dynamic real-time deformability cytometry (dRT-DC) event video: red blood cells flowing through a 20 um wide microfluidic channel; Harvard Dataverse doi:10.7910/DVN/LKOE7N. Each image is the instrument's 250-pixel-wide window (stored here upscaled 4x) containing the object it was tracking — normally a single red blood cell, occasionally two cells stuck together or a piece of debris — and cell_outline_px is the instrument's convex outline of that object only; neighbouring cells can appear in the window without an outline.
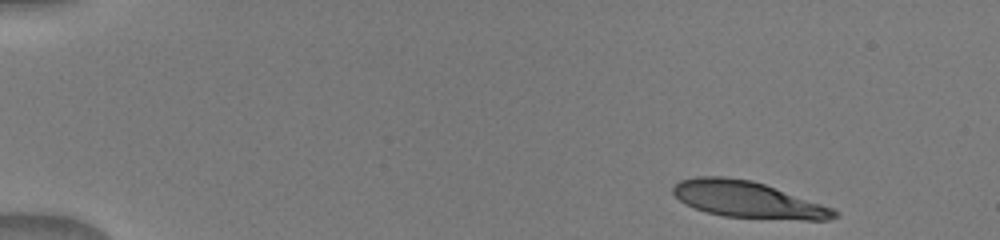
{"species": "human", "species_latin": "Homo sapiens", "temperature_condition": "warm", "stored_images_in_passage": 23, "camera_frame_rate_fps": 3000, "um_per_image_px": 0.085, "donor": {"sex": "male"}, "frame": {"image": 1, "passage_image": 1, "time_ms": 0.0, "image_size_px": [1000, 240], "cell_outline_px": [[836, 216], [828, 220], [804, 220], [724, 216], [708, 212], [684, 204], [672, 192], [672, 188], [680, 180], [696, 176], [724, 176], [752, 180], [764, 184], [832, 208], [836, 212]], "centroid_in_image_um": [63.51, 16.95], "position_along_channel_um": 21.5, "area_um2": 33.76}}
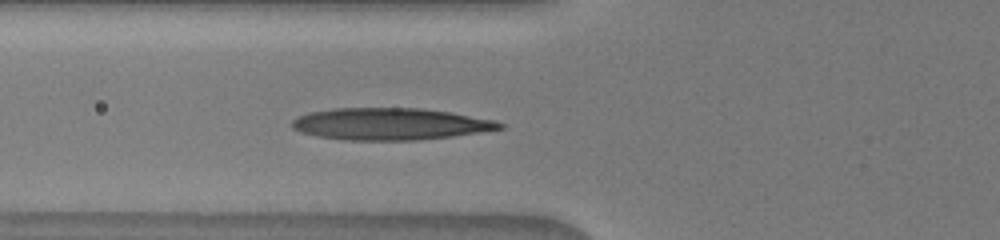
{"frame": {"image": 2, "passage_image": 10, "time_ms": 4.667, "image_size_px": [1000, 240], "cell_outline_px": [[504, 128], [452, 136], [416, 140], [344, 140], [320, 136], [300, 132], [292, 128], [292, 120], [308, 112], [336, 108], [420, 108], [448, 112], [496, 120], [504, 124]], "centroid_in_image_um": [33.15, 10.53], "position_along_channel_um": 92.6, "area_um2": 38.38}}
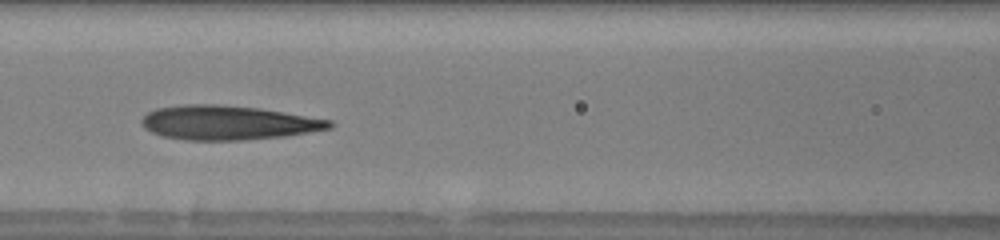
{"frame": {"image": 3, "passage_image": 14, "time_ms": 6.0, "image_size_px": [1000, 240], "cell_outline_px": [[332, 128], [284, 136], [240, 140], [184, 140], [160, 136], [144, 128], [140, 120], [148, 112], [156, 108], [184, 104], [216, 104], [260, 108], [332, 120]], "centroid_in_image_um": [19.34, 10.42], "position_along_channel_um": 147.3, "area_um2": 37.51}}